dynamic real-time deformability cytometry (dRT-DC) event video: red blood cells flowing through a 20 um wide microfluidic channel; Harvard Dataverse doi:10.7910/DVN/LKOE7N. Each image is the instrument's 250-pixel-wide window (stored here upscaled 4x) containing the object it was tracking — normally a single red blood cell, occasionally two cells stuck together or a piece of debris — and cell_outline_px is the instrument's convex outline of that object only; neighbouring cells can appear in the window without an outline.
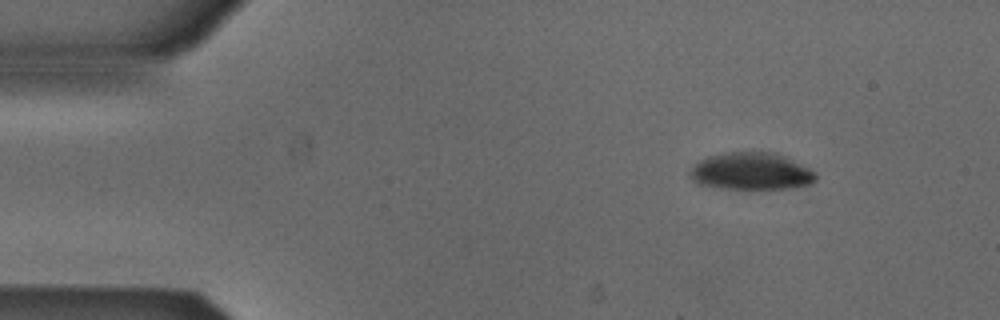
{"species": "Egyptian fruit bat (a non-hibernating species)", "species_latin": "Rousettus aegyptiacus", "temperature_condition": "cold", "stored_images_in_passage": 4, "camera_frame_rate_fps": 3000, "um_per_image_px": 0.085, "animal": {"sex": "male"}, "frame": {"image": 1, "passage_image": 1, "time_ms": 0.0, "image_size_px": [1000, 320], "cell_outline_px": [[816, 180], [812, 184], [788, 188], [760, 192], [748, 192], [720, 188], [696, 184], [692, 180], [688, 172], [700, 160], [708, 156], [724, 152], [776, 152], [816, 172]], "centroid_in_image_um": [63.84, 14.62], "position_along_channel_um": 21.2, "area_um2": 28.38}}
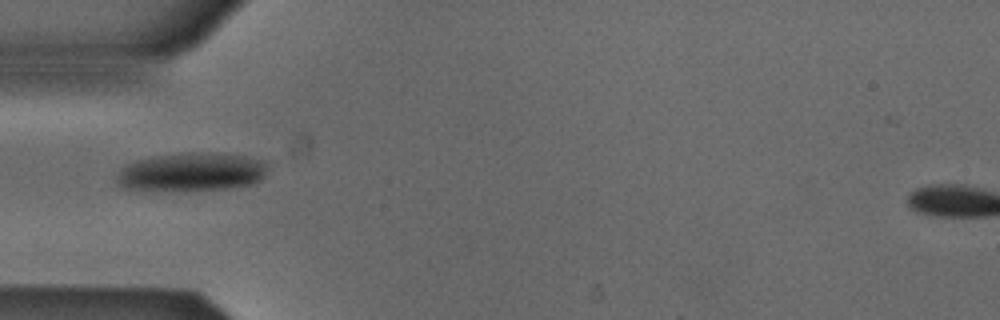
{"frame": {"image": 2, "passage_image": 4, "time_ms": 1.0, "image_size_px": [1000, 320], "cell_outline_px": [[264, 176], [260, 180], [252, 184], [228, 188], [124, 188], [116, 184], [116, 176], [120, 168], [136, 160], [152, 156], [188, 152], [208, 152], [244, 156], [260, 160], [264, 164]], "centroid_in_image_um": [16.24, 14.57], "position_along_channel_um": 68.8, "area_um2": 32.71}}